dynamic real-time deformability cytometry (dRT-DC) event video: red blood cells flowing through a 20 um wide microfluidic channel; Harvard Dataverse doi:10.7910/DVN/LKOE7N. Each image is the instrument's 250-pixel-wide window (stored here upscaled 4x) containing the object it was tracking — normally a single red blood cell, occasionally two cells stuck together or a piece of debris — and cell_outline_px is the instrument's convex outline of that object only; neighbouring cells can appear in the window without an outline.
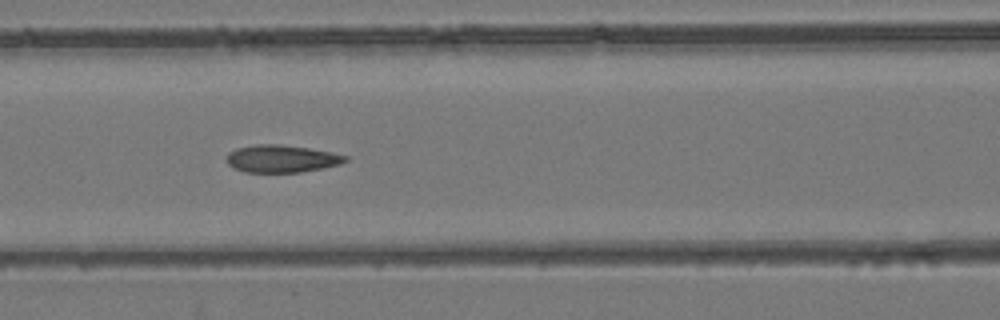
{"species": "common noctule bat (a hibernating species)", "species_latin": "Nyctalus noctula", "temperature_condition": "room temperature", "stored_images_in_passage": 5, "camera_frame_rate_fps": 3000, "um_per_image_px": 0.085, "animal": {"sex": "female", "body_mass_g": 24.6, "forearm_length_mm": 56.2}, "frame": {"image": 1, "passage_image": 3, "time_ms": 2.0, "image_size_px": [1000, 320], "cell_outline_px": [[348, 160], [340, 164], [324, 168], [300, 172], [244, 172], [232, 168], [228, 164], [228, 152], [236, 148], [256, 144], [280, 144], [308, 148], [332, 152], [348, 156]], "centroid_in_image_um": [23.94, 13.49], "position_along_channel_um": 142.7, "area_um2": 19.07}}
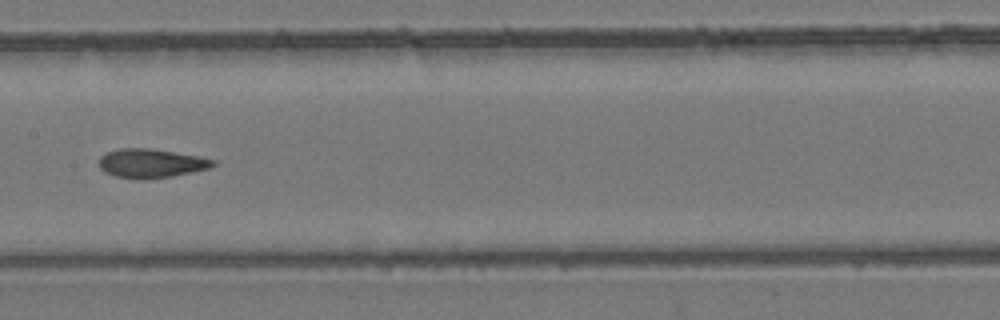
{"frame": {"image": 2, "passage_image": 4, "time_ms": 3.333, "image_size_px": [1000, 320], "cell_outline_px": [[216, 164], [212, 168], [172, 176], [116, 176], [104, 172], [100, 168], [100, 156], [108, 152], [120, 148], [148, 148], [196, 156], [216, 160]], "centroid_in_image_um": [12.88, 13.84], "position_along_channel_um": 194.5, "area_um2": 18.32}}
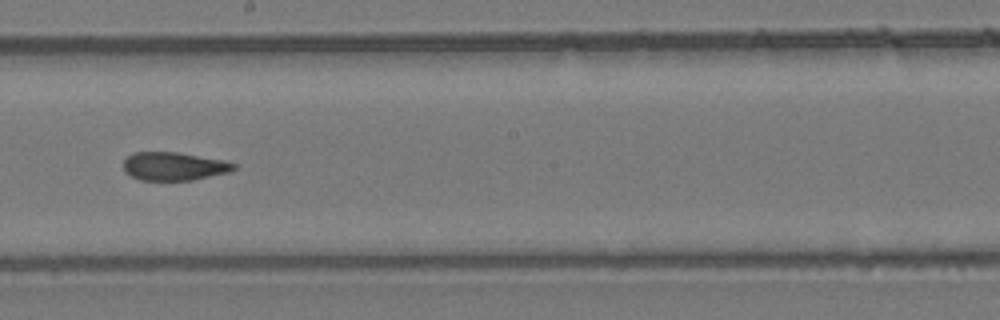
{"frame": {"image": 3, "passage_image": 5, "time_ms": 4.333, "image_size_px": [1000, 320], "cell_outline_px": [[236, 168], [228, 172], [192, 180], [140, 180], [124, 172], [124, 160], [128, 156], [136, 152], [176, 152], [224, 160], [236, 164]], "centroid_in_image_um": [14.77, 14.13], "position_along_channel_um": 233.4, "area_um2": 18.03}}